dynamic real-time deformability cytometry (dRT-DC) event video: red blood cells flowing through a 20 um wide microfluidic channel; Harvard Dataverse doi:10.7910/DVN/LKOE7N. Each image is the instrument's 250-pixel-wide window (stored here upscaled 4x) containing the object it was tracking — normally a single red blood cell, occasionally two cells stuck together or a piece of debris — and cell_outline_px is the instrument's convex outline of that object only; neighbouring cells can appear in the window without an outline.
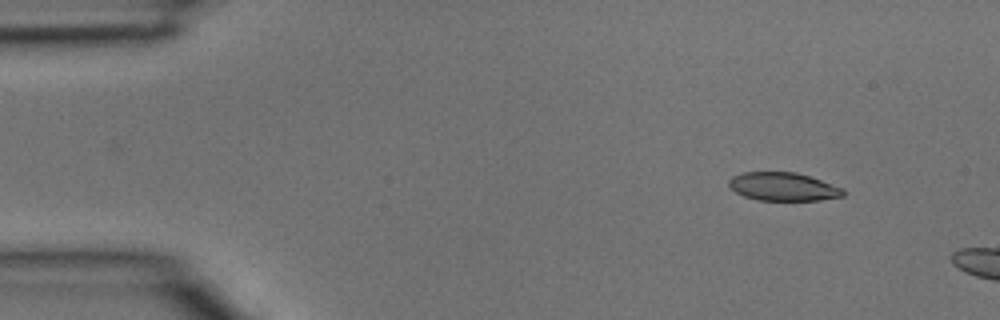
{"species": "common noctule bat (a hibernating species)", "species_latin": "Nyctalus noctula", "temperature_condition": "room temperature", "stored_images_in_passage": 2, "camera_frame_rate_fps": 3000, "um_per_image_px": 0.085, "animal": {"sex": "male", "body_mass_g": 15.6}, "frame": {"image": 1, "passage_image": 1, "time_ms": 0.0, "image_size_px": [1000, 320], "cell_outline_px": [[844, 196], [820, 200], [760, 200], [744, 196], [736, 192], [728, 184], [728, 180], [732, 176], [744, 172], [796, 172], [844, 188]], "centroid_in_image_um": [66.57, 15.86], "position_along_channel_um": 18.4, "area_um2": 18.73}}